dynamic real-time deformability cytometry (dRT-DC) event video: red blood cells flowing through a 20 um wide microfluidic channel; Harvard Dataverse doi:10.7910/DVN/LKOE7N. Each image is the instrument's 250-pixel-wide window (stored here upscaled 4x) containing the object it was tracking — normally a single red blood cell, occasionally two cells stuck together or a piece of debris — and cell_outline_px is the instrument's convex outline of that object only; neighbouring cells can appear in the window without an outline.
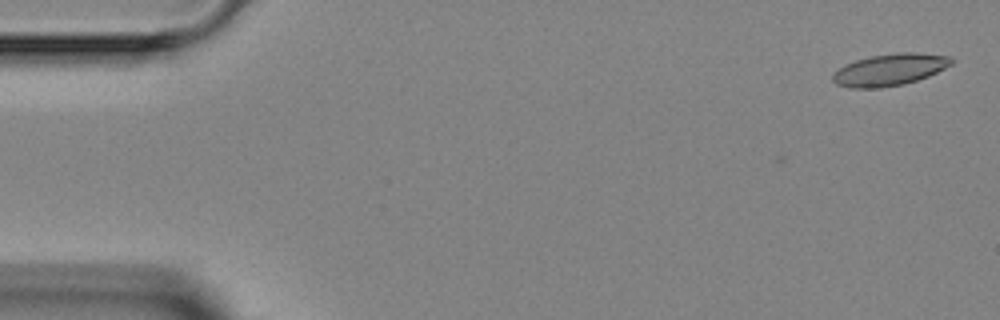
{"species": "Egyptian fruit bat (a non-hibernating species)", "species_latin": "Rousettus aegyptiacus", "temperature_condition": "room temperature", "stored_images_in_passage": 5, "camera_frame_rate_fps": 3000, "um_per_image_px": 0.085, "animal": {"sex": "female"}, "frame": {"image": 1, "passage_image": 1, "time_ms": 0.0, "image_size_px": [1000, 320], "cell_outline_px": [[956, 60], [952, 64], [928, 76], [904, 84], [880, 88], [852, 88], [836, 84], [832, 80], [832, 72], [844, 64], [856, 60], [872, 56], [896, 52], [916, 52], [952, 56]], "centroid_in_image_um": [75.63, 5.91], "position_along_channel_um": 9.4, "area_um2": 22.25}}
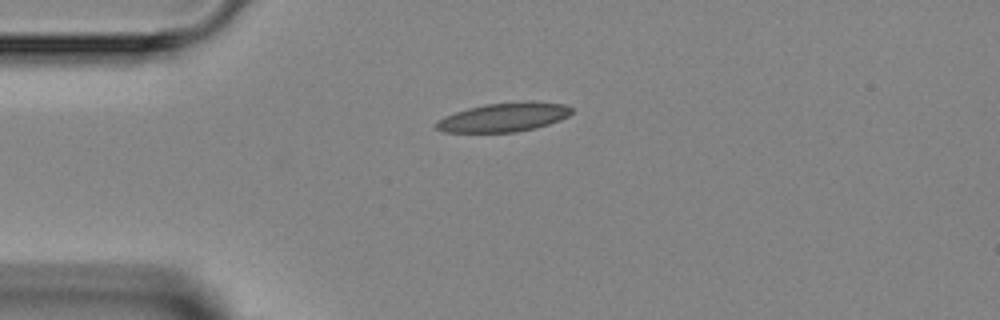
{"frame": {"image": 2, "passage_image": 4, "time_ms": 3.333, "image_size_px": [1000, 320], "cell_outline_px": [[572, 112], [568, 116], [560, 120], [536, 128], [516, 132], [444, 132], [436, 128], [436, 124], [444, 116], [468, 108], [484, 104], [524, 100], [528, 100], [564, 104], [572, 108]], "centroid_in_image_um": [42.87, 9.95], "position_along_channel_um": 42.1, "area_um2": 22.95}}
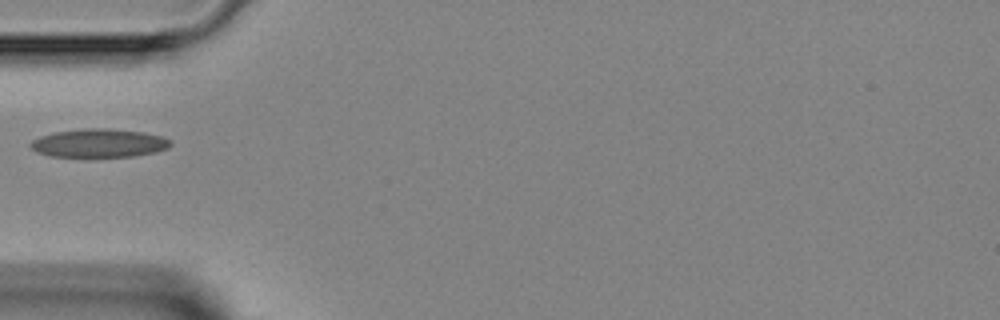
{"frame": {"image": 3, "passage_image": 5, "time_ms": 4.667, "image_size_px": [1000, 320], "cell_outline_px": [[172, 144], [168, 148], [156, 152], [132, 156], [88, 160], [48, 156], [36, 152], [28, 144], [32, 140], [40, 136], [52, 132], [84, 128], [108, 128], [144, 132], [160, 136], [172, 140]], "centroid_in_image_um": [8.36, 12.21], "position_along_channel_um": 76.6, "area_um2": 24.51}}